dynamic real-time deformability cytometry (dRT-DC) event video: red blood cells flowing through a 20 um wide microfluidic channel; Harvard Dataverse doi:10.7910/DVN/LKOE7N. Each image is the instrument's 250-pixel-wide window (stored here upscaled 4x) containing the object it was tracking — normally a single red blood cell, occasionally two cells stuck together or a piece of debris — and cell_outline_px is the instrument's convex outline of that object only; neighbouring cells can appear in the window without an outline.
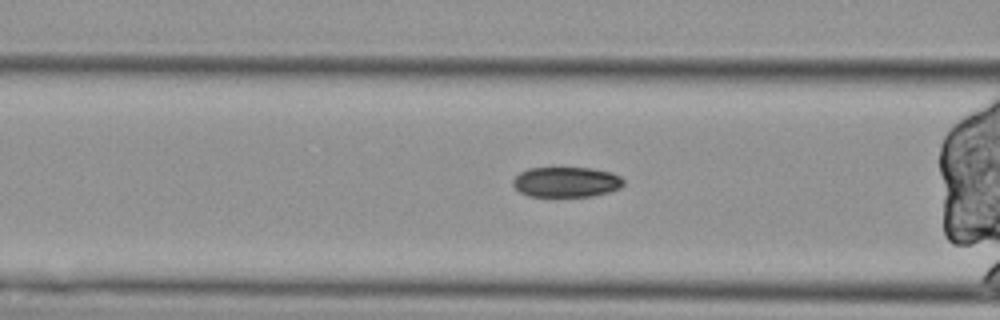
{"species": "Egyptian fruit bat (a non-hibernating species)", "species_latin": "Rousettus aegyptiacus", "temperature_condition": "cold", "stored_images_in_passage": 39, "camera_frame_rate_fps": 3000, "um_per_image_px": 0.085, "animal": {"sex": "female"}, "frame": {"image": 1, "passage_image": 17, "time_ms": 5.333, "image_size_px": [1000, 320], "cell_outline_px": [[624, 184], [620, 188], [608, 192], [592, 196], [528, 196], [520, 192], [512, 184], [512, 180], [520, 172], [528, 168], [592, 168], [612, 172], [620, 176], [624, 180]], "centroid_in_image_um": [48.14, 15.46], "position_along_channel_um": 118.5, "area_um2": 19.54}}
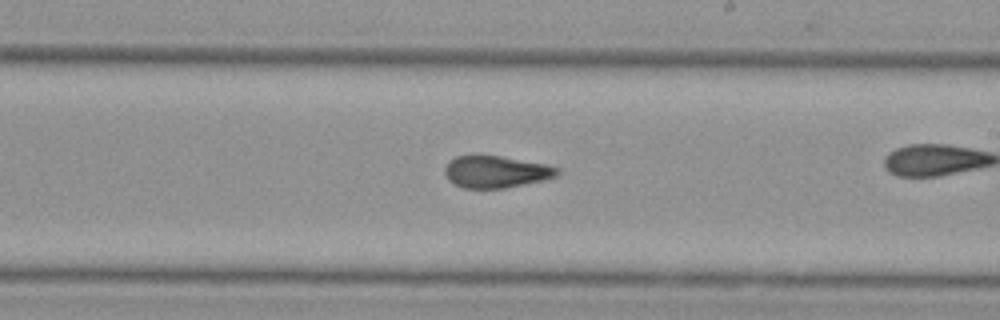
{"frame": {"image": 2, "passage_image": 28, "time_ms": 9.0, "image_size_px": [1000, 320], "cell_outline_px": [[560, 172], [556, 176], [544, 180], [504, 188], [464, 188], [448, 180], [444, 172], [444, 168], [448, 160], [456, 156], [480, 152], [548, 164], [560, 168]], "centroid_in_image_um": [42.13, 14.55], "position_along_channel_um": 246.9, "area_um2": 21.73}}
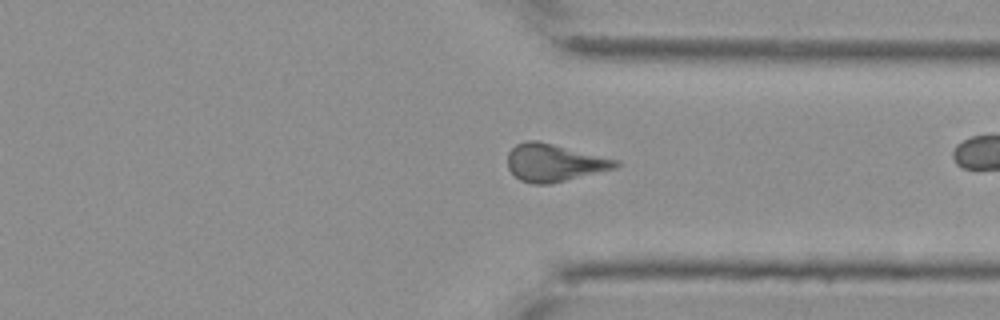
{"frame": {"image": 3, "passage_image": 38, "time_ms": 12.333, "image_size_px": [1000, 320], "cell_outline_px": [[620, 164], [616, 168], [548, 184], [532, 184], [520, 180], [508, 168], [508, 152], [516, 144], [524, 140], [536, 140], [620, 160]], "centroid_in_image_um": [47.1, 13.82], "position_along_channel_um": 364.3, "area_um2": 23.47}}